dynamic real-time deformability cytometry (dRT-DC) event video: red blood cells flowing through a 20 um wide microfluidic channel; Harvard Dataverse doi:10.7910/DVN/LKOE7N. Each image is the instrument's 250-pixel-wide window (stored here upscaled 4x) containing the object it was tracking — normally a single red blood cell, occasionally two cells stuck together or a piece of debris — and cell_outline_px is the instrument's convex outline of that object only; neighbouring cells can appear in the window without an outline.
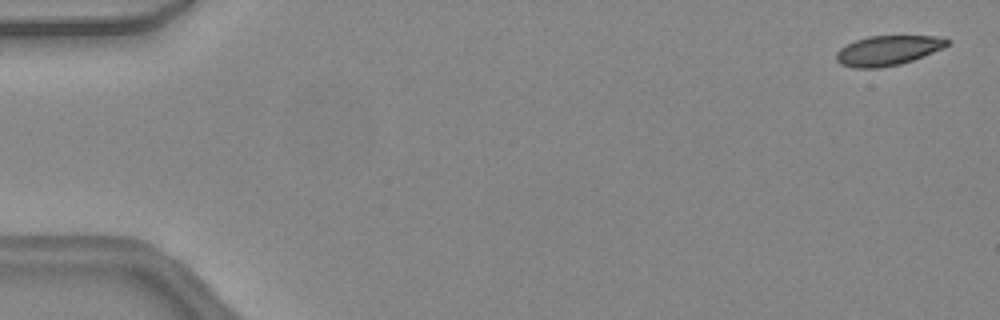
{"species": "common noctule bat (a hibernating species)", "species_latin": "Nyctalus noctula", "temperature_condition": "warm", "stored_images_in_passage": 47, "camera_frame_rate_fps": 3000, "um_per_image_px": 0.085, "animal": {"sex": "female", "body_mass_g": 24.6, "forearm_length_mm": 56.2}, "frame": {"image": 1, "passage_image": 2, "time_ms": 0.333, "image_size_px": [1000, 320], "cell_outline_px": [[948, 44], [944, 48], [912, 60], [900, 64], [880, 68], [856, 68], [840, 64], [836, 60], [836, 52], [840, 48], [856, 40], [868, 36], [944, 36], [948, 40]], "centroid_in_image_um": [75.47, 4.29], "position_along_channel_um": 9.5, "area_um2": 19.25}}
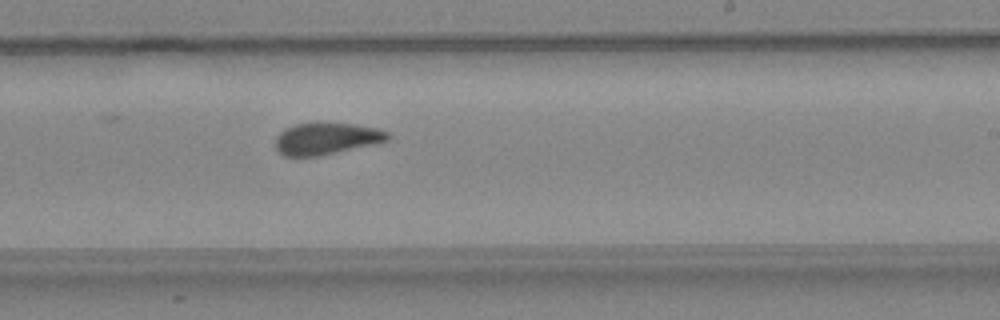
{"frame": {"image": 2, "passage_image": 29, "time_ms": 9.333, "image_size_px": [1000, 320], "cell_outline_px": [[392, 136], [388, 140], [380, 144], [320, 156], [284, 156], [276, 148], [276, 136], [280, 132], [296, 124], [320, 120], [352, 124], [376, 128], [388, 132]], "centroid_in_image_um": [27.8, 11.76], "position_along_channel_um": 261.2, "area_um2": 21.56}}
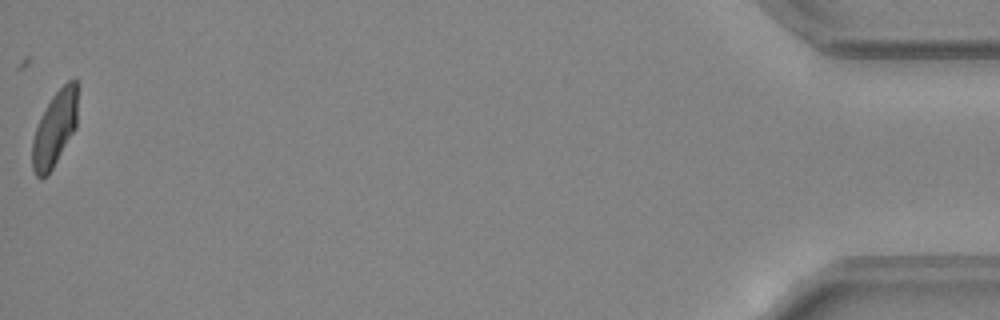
{"frame": {"image": 3, "passage_image": 47, "time_ms": 15.333, "image_size_px": [1000, 320], "cell_outline_px": [[76, 128], [48, 176], [40, 180], [36, 176], [32, 168], [32, 140], [40, 116], [52, 96], [68, 80], [76, 80]], "centroid_in_image_um": [4.62, 11.01], "position_along_channel_um": 430.6, "area_um2": 19.77}, "authors_computed_cell_mechanics": {"area_um2": 21.0392, "velocity_mm_per_s": 4.4527, "shape_relaxation_time_tau1_ms": 5.3175, "shape_relaxation_time_tau2_ms": 0.6948, "deformation_change_tau1": 0.1624, "deformation_change_tau2": 0.0497}}